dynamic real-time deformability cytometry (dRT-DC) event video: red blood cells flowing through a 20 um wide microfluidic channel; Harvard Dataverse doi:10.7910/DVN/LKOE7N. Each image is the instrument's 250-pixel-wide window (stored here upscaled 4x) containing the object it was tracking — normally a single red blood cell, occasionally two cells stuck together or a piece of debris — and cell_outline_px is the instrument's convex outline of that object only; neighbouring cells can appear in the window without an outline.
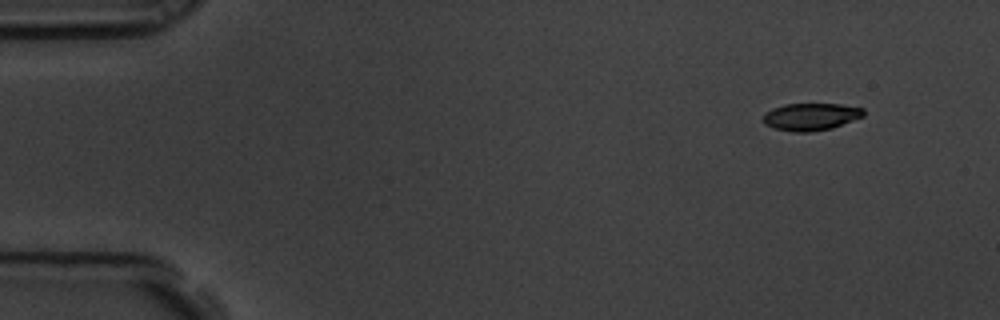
{"species": "common noctule bat (a hibernating species)", "species_latin": "Nyctalus noctula", "temperature_condition": "room temperature", "stored_images_in_passage": 5, "camera_frame_rate_fps": 3000, "um_per_image_px": 0.085, "animal": {"sex": "male", "body_mass_g": 19.5, "forearm_length_mm": 54.6}, "frame": {"image": 1, "passage_image": 1, "time_ms": 0.0, "image_size_px": [1000, 320], "cell_outline_px": [[864, 116], [832, 128], [808, 132], [792, 132], [776, 128], [764, 124], [764, 112], [772, 108], [784, 104], [840, 104], [864, 108]], "centroid_in_image_um": [68.92, 9.91], "position_along_channel_um": 16.1, "area_um2": 15.95}}
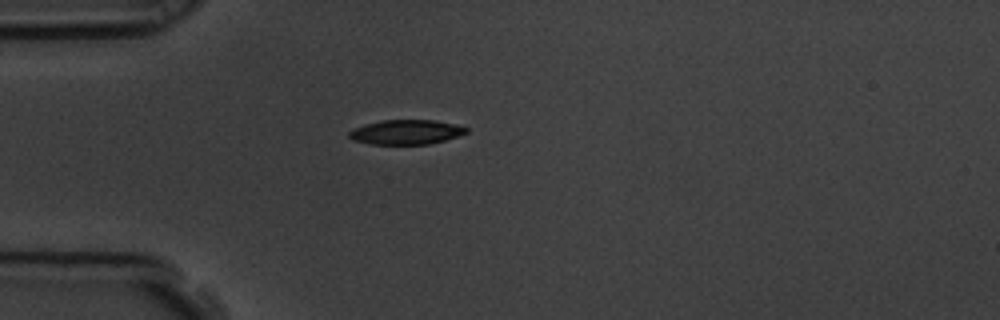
{"frame": {"image": 2, "passage_image": 4, "time_ms": 1.0, "image_size_px": [1000, 320], "cell_outline_px": [[468, 132], [444, 140], [428, 144], [372, 144], [352, 140], [348, 136], [348, 132], [364, 124], [384, 120], [436, 120], [468, 128]], "centroid_in_image_um": [34.49, 11.23], "position_along_channel_um": 50.5, "area_um2": 16.59}}